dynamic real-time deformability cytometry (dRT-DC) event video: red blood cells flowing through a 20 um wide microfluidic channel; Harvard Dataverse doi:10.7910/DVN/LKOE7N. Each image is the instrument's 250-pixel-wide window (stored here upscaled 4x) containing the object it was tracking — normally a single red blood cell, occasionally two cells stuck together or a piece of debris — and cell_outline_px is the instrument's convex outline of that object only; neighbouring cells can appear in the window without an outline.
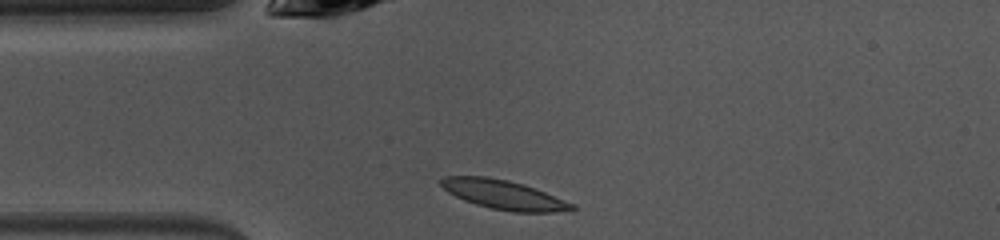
{"species": "common noctule bat (a hibernating species)", "species_latin": "Nyctalus noctula", "temperature_condition": "warm", "stored_images_in_passage": 38, "camera_frame_rate_fps": 3000, "um_per_image_px": 0.085, "animal": {"sex": "female", "body_mass_g": 10.0, "forearm_length_mm": 53.1}, "frame": {"image": 1, "passage_image": 1, "time_ms": 0.0, "image_size_px": [1000, 240], "cell_outline_px": [[576, 208], [572, 212], [512, 212], [492, 208], [476, 204], [464, 200], [448, 192], [440, 184], [440, 180], [444, 176], [488, 176], [508, 180], [524, 184], [536, 188], [576, 204]], "centroid_in_image_um": [42.89, 16.55], "position_along_channel_um": 42.1, "area_um2": 22.54}}
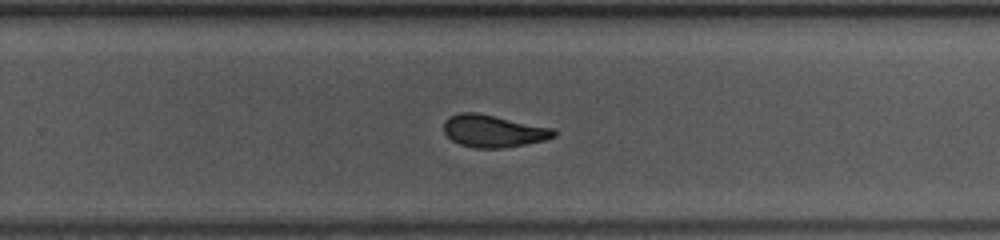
{"frame": {"image": 2, "passage_image": 20, "time_ms": 6.333, "image_size_px": [1000, 240], "cell_outline_px": [[556, 136], [544, 140], [524, 144], [500, 148], [476, 148], [460, 144], [452, 140], [444, 132], [444, 120], [448, 116], [460, 112], [476, 112], [552, 128], [556, 132]], "centroid_in_image_um": [41.89, 11.13], "position_along_channel_um": 287.9, "area_um2": 20.52}}
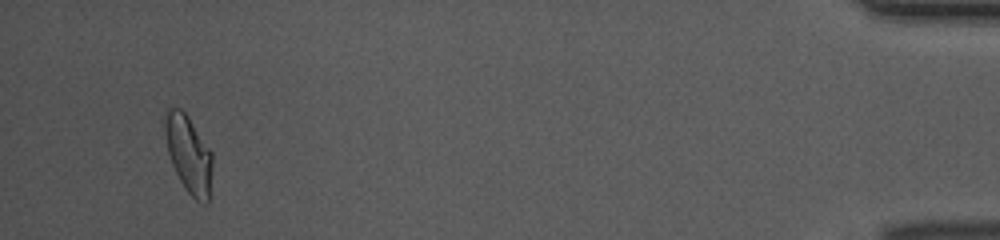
{"frame": {"image": 3, "passage_image": 36, "time_ms": 11.667, "image_size_px": [1000, 240], "cell_outline_px": [[212, 168], [208, 204], [204, 204], [196, 200], [188, 192], [180, 180], [172, 164], [168, 152], [164, 128], [164, 124], [168, 108], [180, 108], [188, 116], [212, 152]], "centroid_in_image_um": [16.05, 13.11], "position_along_channel_um": 419.2, "area_um2": 21.15}, "authors_computed_cell_mechanics": {"area_um2": 21.2126, "velocity_mm_per_s": 4.0532, "shape_relaxation_time_tau1_ms": 5.368, "shape_relaxation_time_tau2_ms": 2.3644, "deformation_change_tau1": 0.1659, "deformation_change_tau2": 0.0525}}